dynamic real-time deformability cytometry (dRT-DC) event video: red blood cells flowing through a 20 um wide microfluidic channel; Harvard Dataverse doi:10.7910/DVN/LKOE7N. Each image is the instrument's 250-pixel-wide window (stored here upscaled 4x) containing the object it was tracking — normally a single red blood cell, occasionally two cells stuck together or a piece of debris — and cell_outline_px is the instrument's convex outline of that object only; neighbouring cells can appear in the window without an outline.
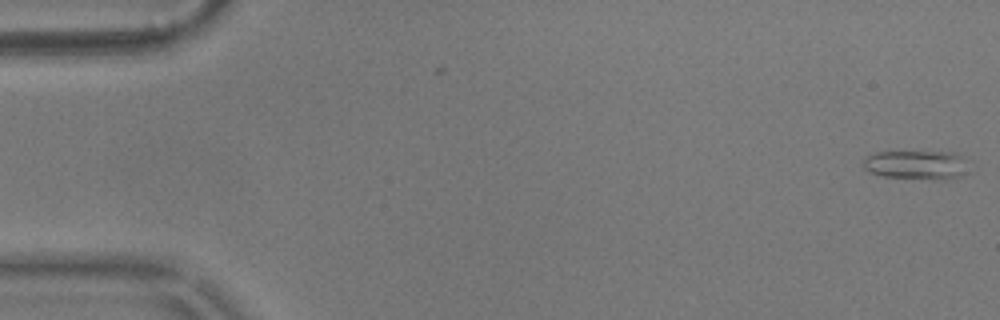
{"species": "common noctule bat (a hibernating species)", "species_latin": "Nyctalus noctula", "temperature_condition": "warm", "stored_images_in_passage": 56, "camera_frame_rate_fps": 3000, "um_per_image_px": 0.085, "animal": {"sex": "male", "body_mass_g": 17.9}, "frame": {"image": 1, "passage_image": 1, "time_ms": 0.0, "image_size_px": [1000, 320], "cell_outline_px": [[964, 156], [960, 176], [944, 180], [940, 180], [884, 176], [868, 172], [864, 168], [864, 160], [868, 156], [876, 152], [956, 152]], "centroid_in_image_um": [77.83, 14.01], "position_along_channel_um": 7.2, "area_um2": 17.4}}
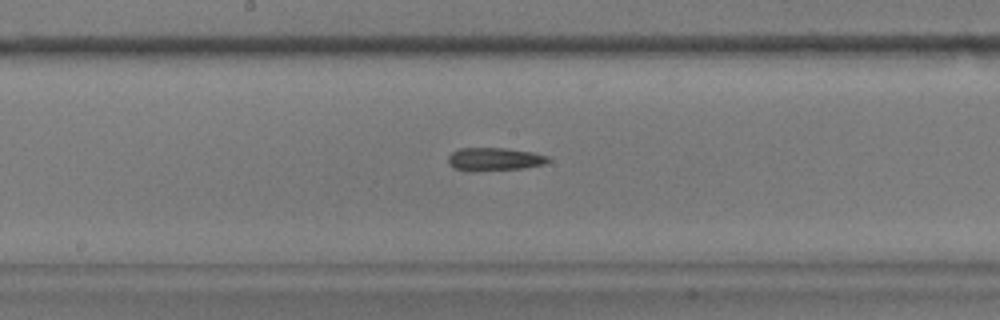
{"frame": {"image": 2, "passage_image": 29, "time_ms": 9.333, "image_size_px": [1000, 320], "cell_outline_px": [[552, 160], [544, 164], [524, 168], [472, 172], [464, 172], [448, 164], [448, 156], [452, 152], [460, 148], [504, 148], [532, 152], [548, 156]], "centroid_in_image_um": [42.0, 13.55], "position_along_channel_um": 206.2, "area_um2": 13.7}}
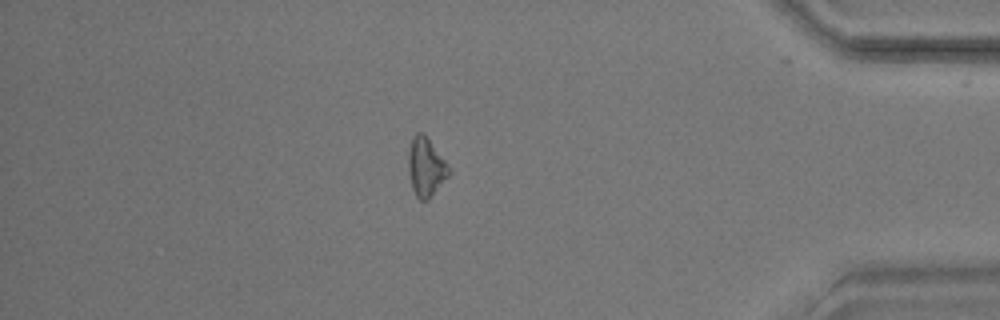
{"frame": {"image": 3, "passage_image": 48, "time_ms": 15.667, "image_size_px": [1000, 320], "cell_outline_px": [[452, 172], [428, 200], [420, 200], [416, 196], [412, 188], [408, 168], [408, 152], [412, 136], [416, 132], [424, 132], [444, 160]], "centroid_in_image_um": [36.19, 14.18], "position_along_channel_um": 399.0, "area_um2": 13.87}}